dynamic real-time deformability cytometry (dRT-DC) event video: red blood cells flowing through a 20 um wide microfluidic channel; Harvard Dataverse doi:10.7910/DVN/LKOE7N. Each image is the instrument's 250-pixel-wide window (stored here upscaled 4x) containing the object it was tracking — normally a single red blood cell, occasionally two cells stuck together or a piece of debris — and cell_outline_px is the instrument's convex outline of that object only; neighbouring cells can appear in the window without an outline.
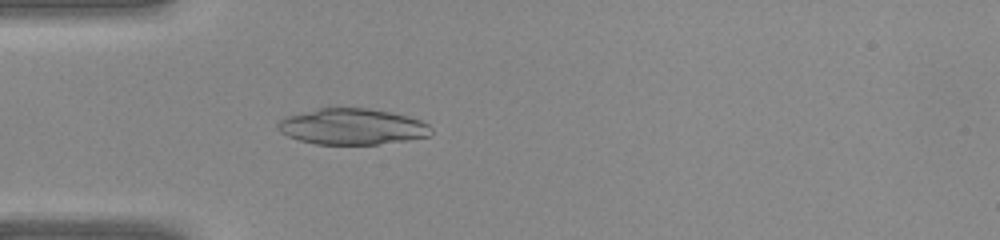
{"species": "common noctule bat (a hibernating species)", "species_latin": "Nyctalus noctula", "temperature_condition": "warm", "stored_images_in_passage": 39, "camera_frame_rate_fps": 3000, "um_per_image_px": 0.085, "animal": {"sex": "female", "body_mass_g": 22.0, "forearm_length_mm": 56.7}, "frame": {"image": 1, "passage_image": 11, "time_ms": 3.333, "image_size_px": [1000, 240], "cell_outline_px": [[432, 132], [428, 136], [408, 140], [376, 144], [316, 144], [300, 140], [288, 136], [280, 132], [276, 128], [276, 124], [284, 116], [320, 108], [364, 108], [388, 112], [420, 120], [428, 124], [432, 128]], "centroid_in_image_um": [29.89, 10.77], "position_along_channel_um": 55.1, "area_um2": 31.96}}
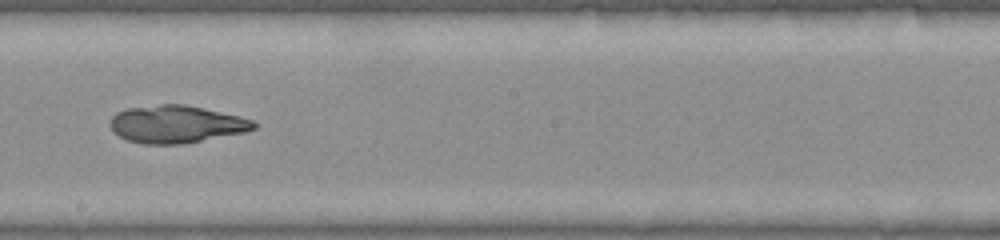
{"frame": {"image": 2, "passage_image": 22, "time_ms": 7.0, "image_size_px": [1000, 240], "cell_outline_px": [[256, 128], [244, 132], [184, 144], [144, 144], [128, 140], [112, 132], [108, 124], [112, 116], [116, 112], [128, 108], [160, 104], [184, 104], [240, 116], [252, 120], [256, 124]], "centroid_in_image_um": [14.94, 10.56], "position_along_channel_um": 233.3, "area_um2": 31.44}}
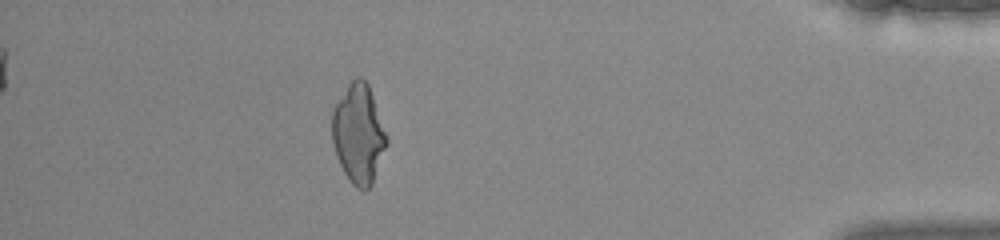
{"frame": {"image": 3, "passage_image": 35, "time_ms": 11.333, "image_size_px": [1000, 240], "cell_outline_px": [[388, 144], [372, 184], [364, 192], [356, 188], [352, 184], [344, 172], [336, 156], [332, 144], [332, 108], [348, 84], [356, 76], [360, 76], [368, 84], [388, 136]], "centroid_in_image_um": [30.47, 11.39], "position_along_channel_um": 404.7, "area_um2": 31.85}}